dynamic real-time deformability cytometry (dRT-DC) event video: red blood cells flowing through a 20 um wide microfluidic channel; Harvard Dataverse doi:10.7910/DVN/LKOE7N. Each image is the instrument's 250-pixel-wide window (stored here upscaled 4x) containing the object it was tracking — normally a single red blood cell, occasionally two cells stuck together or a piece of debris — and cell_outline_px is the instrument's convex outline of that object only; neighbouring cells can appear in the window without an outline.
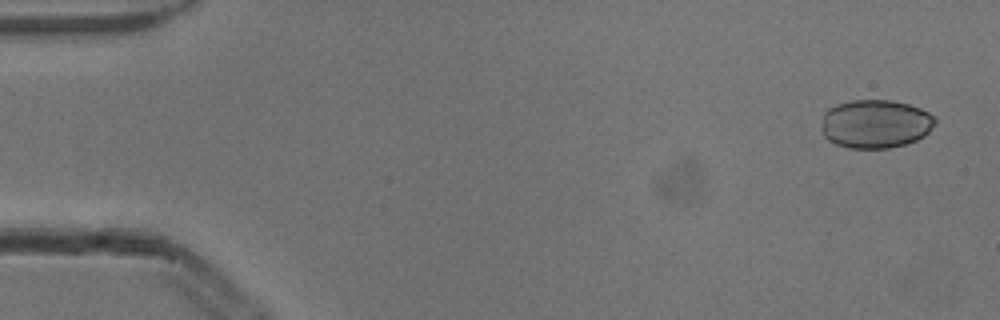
{"species": "common noctule bat (a hibernating species)", "species_latin": "Nyctalus noctula", "temperature_condition": "cold", "stored_images_in_passage": 4, "camera_frame_rate_fps": 3000, "um_per_image_px": 0.085, "animal": {"sex": "male", "body_mass_g": 13.3}, "frame": {"image": 1, "passage_image": 1, "time_ms": 0.0, "image_size_px": [1000, 320], "cell_outline_px": [[936, 124], [924, 136], [916, 140], [904, 144], [888, 148], [848, 148], [836, 144], [828, 140], [824, 136], [820, 128], [824, 112], [828, 108], [836, 104], [852, 100], [892, 100], [908, 104], [920, 108], [936, 116]], "centroid_in_image_um": [74.4, 10.52], "position_along_channel_um": 10.6, "area_um2": 32.48}}